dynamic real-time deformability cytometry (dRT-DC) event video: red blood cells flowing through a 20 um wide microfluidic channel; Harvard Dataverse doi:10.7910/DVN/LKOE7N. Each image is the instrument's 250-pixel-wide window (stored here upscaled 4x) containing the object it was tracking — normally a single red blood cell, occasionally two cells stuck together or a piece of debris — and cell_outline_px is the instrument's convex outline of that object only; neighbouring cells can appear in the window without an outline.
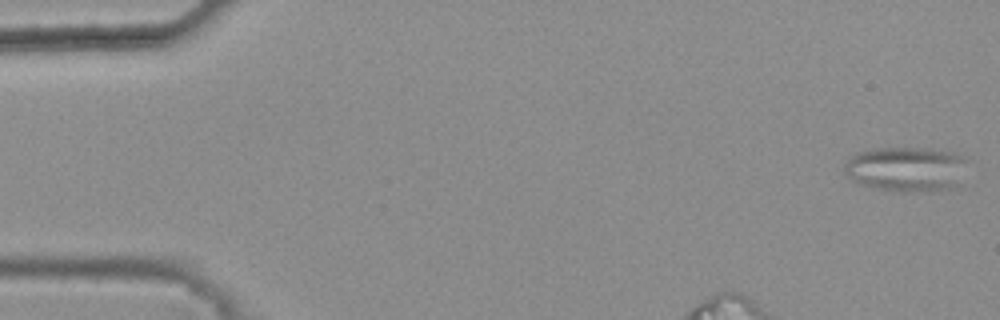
{"species": "common noctule bat (a hibernating species)", "species_latin": "Nyctalus noctula", "temperature_condition": "warm", "stored_images_in_passage": 35, "camera_frame_rate_fps": 3000, "um_per_image_px": 0.085, "animal": {"sex": "female", "body_mass_g": 25.1}, "frame": {"image": 1, "passage_image": 1, "time_ms": 0.0, "image_size_px": [1000, 320], "cell_outline_px": [[960, 160], [948, 188], [932, 192], [900, 192], [860, 184], [852, 180], [844, 172], [844, 164], [856, 152], [872, 148], [928, 148], [952, 152], [960, 156]], "centroid_in_image_um": [76.78, 14.35], "position_along_channel_um": 8.2, "area_um2": 30.63}}
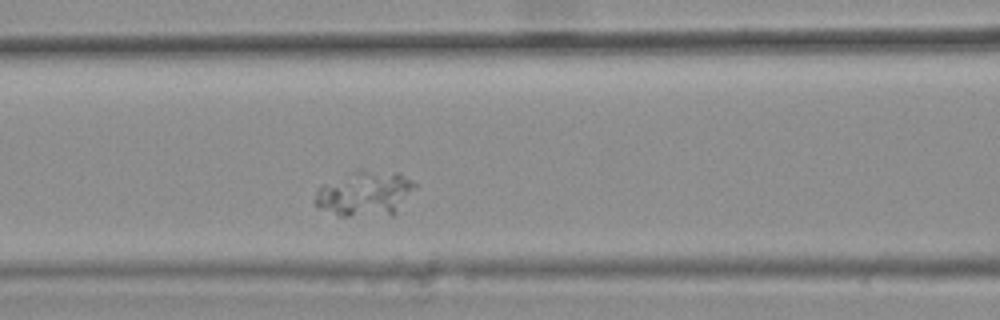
{"frame": {"image": 2, "passage_image": 17, "time_ms": 5.333, "image_size_px": [1000, 320], "cell_outline_px": [[416, 188], [396, 212], [392, 216], [340, 216], [320, 208], [312, 200], [316, 192], [324, 184], [352, 172], [396, 172], [404, 176], [416, 184]], "centroid_in_image_um": [31.03, 16.5], "position_along_channel_um": 135.6, "area_um2": 25.78}}
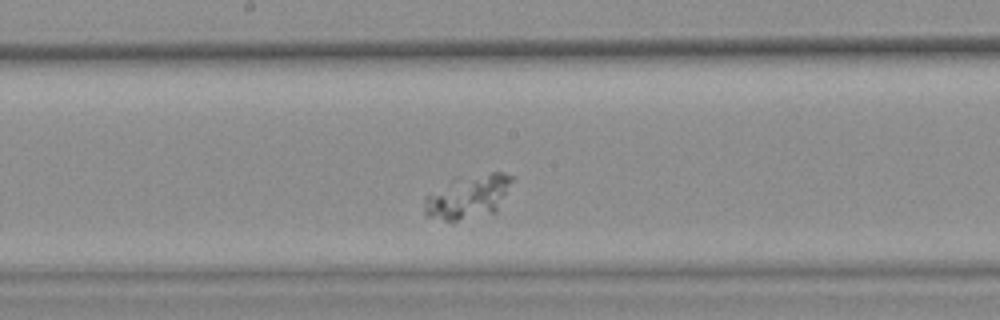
{"frame": {"image": 3, "passage_image": 23, "time_ms": 7.333, "image_size_px": [1000, 320], "cell_outline_px": [[516, 176], [496, 212], [456, 220], [444, 220], [428, 216], [424, 212], [424, 200], [428, 192], [492, 172], [500, 172]], "centroid_in_image_um": [39.85, 16.77], "position_along_channel_um": 208.4, "area_um2": 21.04}}